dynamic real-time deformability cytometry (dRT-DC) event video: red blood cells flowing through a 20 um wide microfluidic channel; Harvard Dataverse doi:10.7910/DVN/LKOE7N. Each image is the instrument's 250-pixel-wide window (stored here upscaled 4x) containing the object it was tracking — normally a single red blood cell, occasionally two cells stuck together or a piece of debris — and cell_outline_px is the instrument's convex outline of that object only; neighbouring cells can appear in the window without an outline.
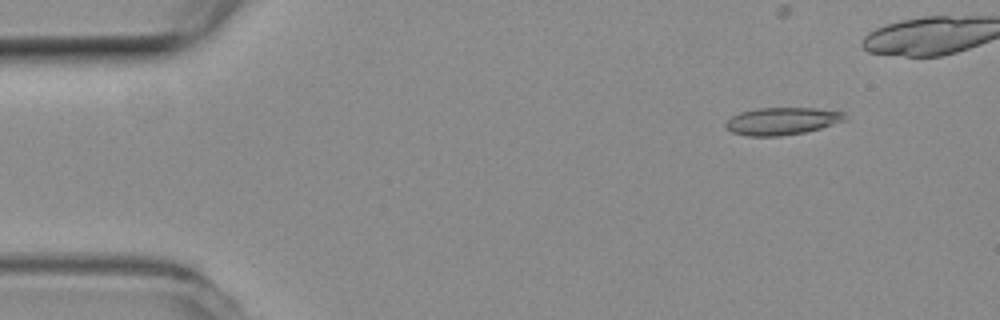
{"species": "common noctule bat (a hibernating species)", "species_latin": "Nyctalus noctula", "temperature_condition": "room temperature", "stored_images_in_passage": 42, "camera_frame_rate_fps": 3000, "um_per_image_px": 0.085, "animal": {"sex": "female", "body_mass_g": 19.3, "forearm_length_mm": 54.1}, "frame": {"image": 1, "passage_image": 6, "time_ms": 1.667, "image_size_px": [1000, 320], "cell_outline_px": [[848, 120], [820, 128], [804, 132], [780, 136], [748, 136], [732, 132], [724, 124], [732, 116], [740, 112], [756, 108], [816, 108], [844, 112], [848, 116]], "centroid_in_image_um": [66.51, 10.28], "position_along_channel_um": 18.5, "area_um2": 19.07}}
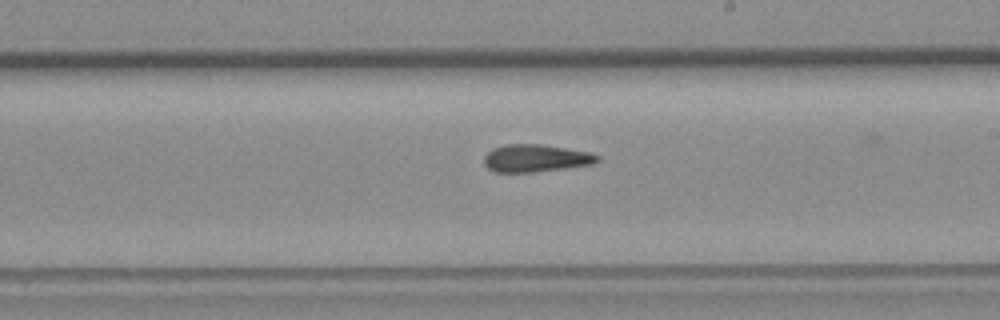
{"frame": {"image": 2, "passage_image": 31, "time_ms": 10.0, "image_size_px": [1000, 320], "cell_outline_px": [[600, 160], [592, 164], [564, 168], [532, 172], [496, 172], [488, 168], [484, 164], [484, 156], [492, 148], [504, 144], [540, 144], [592, 152], [600, 156]], "centroid_in_image_um": [45.54, 13.44], "position_along_channel_um": 243.5, "area_um2": 18.21}}
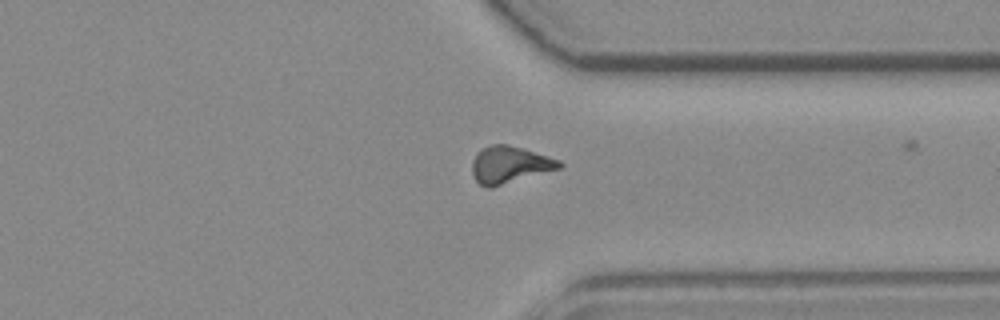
{"frame": {"image": 3, "passage_image": 41, "time_ms": 13.333, "image_size_px": [1000, 320], "cell_outline_px": [[564, 164], [560, 168], [492, 188], [488, 188], [480, 184], [476, 180], [472, 172], [472, 160], [476, 152], [492, 144], [508, 144], [524, 148], [560, 160]], "centroid_in_image_um": [43.31, 14.0], "position_along_channel_um": 368.1, "area_um2": 18.9}}